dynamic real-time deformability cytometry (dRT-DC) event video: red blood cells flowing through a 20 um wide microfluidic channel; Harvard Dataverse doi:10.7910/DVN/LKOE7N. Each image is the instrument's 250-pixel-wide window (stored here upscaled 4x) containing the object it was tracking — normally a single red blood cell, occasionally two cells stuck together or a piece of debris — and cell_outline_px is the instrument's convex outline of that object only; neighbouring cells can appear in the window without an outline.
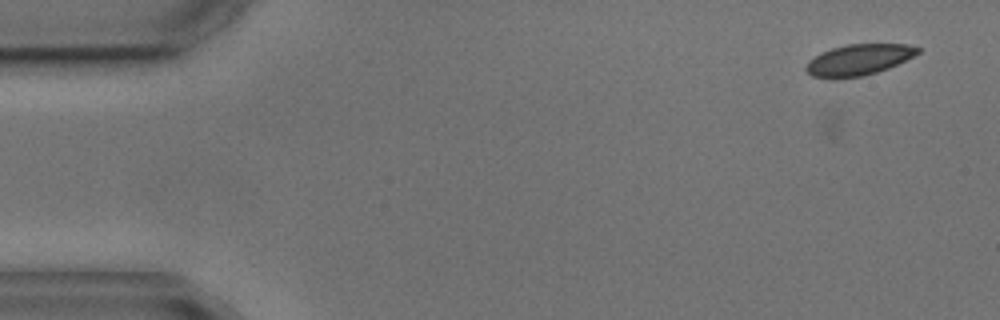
{"species": "common noctule bat (a hibernating species)", "species_latin": "Nyctalus noctula", "temperature_condition": "cold", "stored_images_in_passage": 5, "camera_frame_rate_fps": 3000, "um_per_image_px": 0.085, "animal": {"sex": "male", "body_mass_g": 17.9, "forearm_length_mm": 54.2}, "frame": {"image": 1, "passage_image": 2, "time_ms": 1.333, "image_size_px": [1000, 320], "cell_outline_px": [[920, 52], [888, 68], [876, 72], [860, 76], [812, 76], [804, 68], [808, 60], [820, 52], [832, 48], [848, 44], [908, 44], [920, 48]], "centroid_in_image_um": [72.98, 5.04], "position_along_channel_um": 12.0, "area_um2": 19.59}}
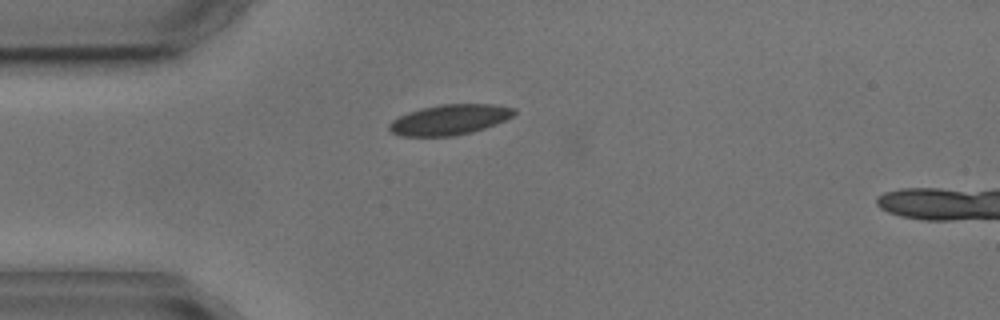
{"frame": {"image": 2, "passage_image": 5, "time_ms": 5.0, "image_size_px": [1000, 320], "cell_outline_px": [[516, 112], [512, 116], [504, 120], [484, 128], [472, 132], [452, 136], [400, 136], [392, 132], [388, 128], [388, 124], [392, 120], [408, 112], [420, 108], [440, 104], [492, 104], [516, 108]], "centroid_in_image_um": [38.19, 10.17], "position_along_channel_um": 46.8, "area_um2": 22.02}}